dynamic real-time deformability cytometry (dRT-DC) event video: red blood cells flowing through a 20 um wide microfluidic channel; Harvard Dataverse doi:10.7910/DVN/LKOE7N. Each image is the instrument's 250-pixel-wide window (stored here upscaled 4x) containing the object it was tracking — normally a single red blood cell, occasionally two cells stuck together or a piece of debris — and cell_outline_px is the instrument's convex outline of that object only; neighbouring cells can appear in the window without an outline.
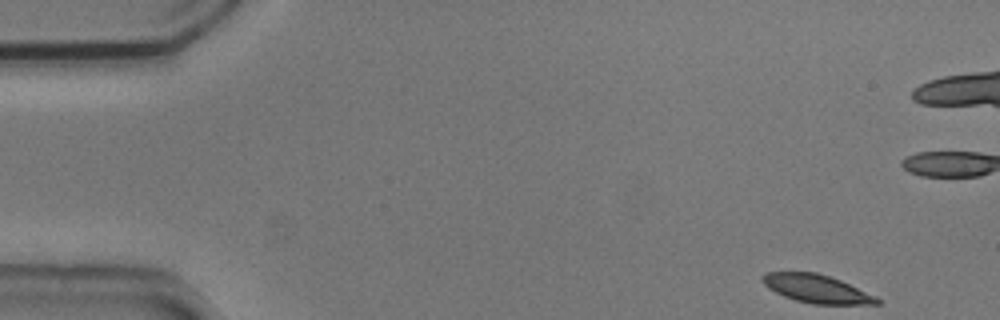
{"species": "common noctule bat (a hibernating species)", "species_latin": "Nyctalus noctula", "temperature_condition": "cold", "stored_images_in_passage": 15, "camera_frame_rate_fps": 3000, "um_per_image_px": 0.085, "animal": {"sex": "male", "body_mass_g": 20.5, "forearm_length_mm": 52.5}, "frame": {"image": 1, "passage_image": 1, "time_ms": 0.0, "image_size_px": [1000, 320], "cell_outline_px": [[880, 304], [812, 304], [796, 300], [784, 296], [768, 288], [764, 284], [764, 272], [816, 272], [840, 280], [876, 296], [880, 300]], "centroid_in_image_um": [69.43, 24.55], "position_along_channel_um": 15.6, "area_um2": 18.55}}